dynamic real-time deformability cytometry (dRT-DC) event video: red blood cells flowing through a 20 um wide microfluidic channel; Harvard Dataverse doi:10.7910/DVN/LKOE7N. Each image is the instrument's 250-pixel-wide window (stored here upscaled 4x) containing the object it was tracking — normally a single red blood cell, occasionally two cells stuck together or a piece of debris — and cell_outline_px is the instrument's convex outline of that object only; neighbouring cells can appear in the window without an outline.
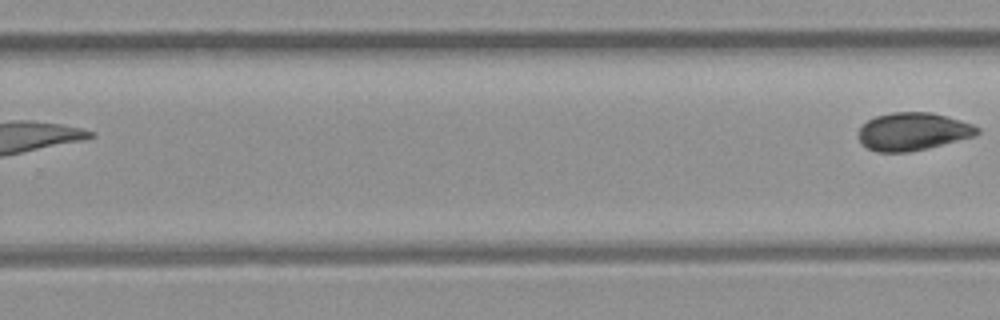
{"species": "common noctule bat (a hibernating species)", "species_latin": "Nyctalus noctula", "temperature_condition": "room temperature", "stored_images_in_passage": 8, "segment_of_instrument_passage": [2, 2], "camera_frame_rate_fps": 3000, "um_per_image_px": 0.085, "animal": {"sex": "female", "body_mass_g": 21.9}, "frame": {"image": 1, "passage_image": 8, "time_ms": 9.0, "image_size_px": [1000, 320], "cell_outline_px": [[980, 132], [972, 136], [908, 152], [876, 152], [860, 144], [856, 136], [860, 124], [876, 116], [892, 112], [932, 112], [948, 116], [972, 124], [980, 128]], "centroid_in_image_um": [77.5, 11.16], "position_along_channel_um": 252.3, "area_um2": 26.18}}